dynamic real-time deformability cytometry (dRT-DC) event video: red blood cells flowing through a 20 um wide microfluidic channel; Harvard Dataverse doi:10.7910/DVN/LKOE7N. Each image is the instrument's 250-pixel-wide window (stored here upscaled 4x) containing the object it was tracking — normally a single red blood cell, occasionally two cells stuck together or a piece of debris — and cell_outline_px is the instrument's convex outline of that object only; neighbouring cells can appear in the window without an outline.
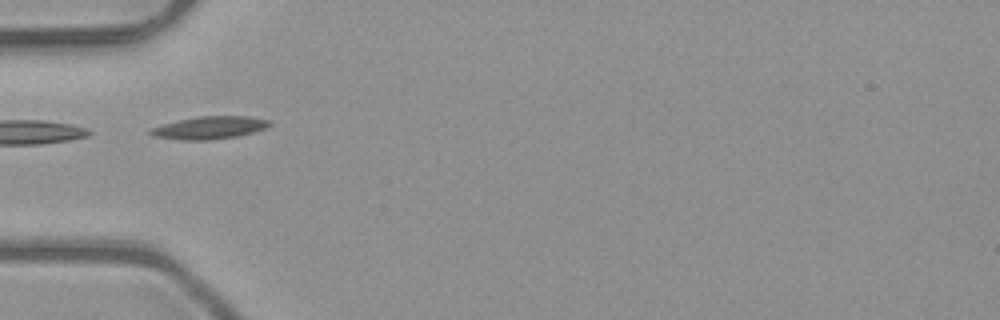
{"species": "common noctule bat (a hibernating species)", "species_latin": "Nyctalus noctula", "temperature_condition": "room temperature", "stored_images_in_passage": 2, "camera_frame_rate_fps": 3000, "um_per_image_px": 0.085, "animal": {"sex": "male", "body_mass_g": 23.1, "forearm_length_mm": 52.7}, "frame": {"image": 1, "passage_image": 2, "time_ms": 0.333, "image_size_px": [1000, 320], "cell_outline_px": [[272, 124], [264, 128], [252, 132], [236, 136], [208, 140], [180, 140], [152, 136], [148, 132], [148, 128], [160, 124], [176, 120], [200, 116], [248, 116], [268, 120]], "centroid_in_image_um": [17.7, 10.85], "position_along_channel_um": 67.3, "area_um2": 15.78}}